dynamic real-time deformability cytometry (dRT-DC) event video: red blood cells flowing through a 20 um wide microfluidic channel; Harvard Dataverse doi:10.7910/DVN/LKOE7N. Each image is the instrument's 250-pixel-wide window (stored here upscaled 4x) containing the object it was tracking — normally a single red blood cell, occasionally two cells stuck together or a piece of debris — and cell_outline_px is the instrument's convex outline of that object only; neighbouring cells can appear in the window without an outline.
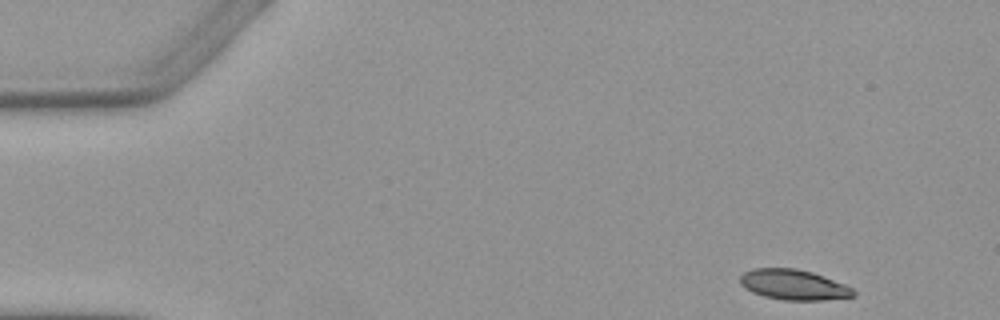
{"species": "Egyptian fruit bat (a non-hibernating species)", "species_latin": "Rousettus aegyptiacus", "temperature_condition": "warm", "stored_images_in_passage": 4, "camera_frame_rate_fps": 3000, "um_per_image_px": 0.085, "animal": {"sex": "female"}, "frame": {"image": 1, "passage_image": 1, "time_ms": 0.0, "image_size_px": [1000, 320], "cell_outline_px": [[856, 296], [824, 300], [784, 300], [764, 296], [752, 292], [744, 288], [740, 284], [740, 276], [744, 272], [752, 268], [796, 268], [812, 272], [824, 276], [844, 284], [852, 288], [856, 292]], "centroid_in_image_um": [67.45, 24.2], "position_along_channel_um": 17.6, "area_um2": 20.11}}
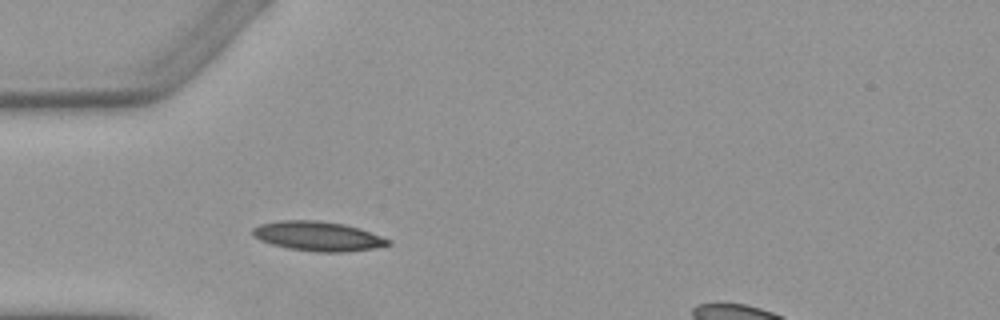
{"frame": {"image": 2, "passage_image": 4, "time_ms": 3.667, "image_size_px": [1000, 320], "cell_outline_px": [[392, 244], [372, 248], [348, 252], [316, 252], [288, 248], [272, 244], [260, 240], [252, 236], [252, 228], [260, 224], [280, 220], [316, 220], [344, 224], [360, 228], [392, 240]], "centroid_in_image_um": [27.02, 20.07], "position_along_channel_um": 58.0, "area_um2": 23.41}}